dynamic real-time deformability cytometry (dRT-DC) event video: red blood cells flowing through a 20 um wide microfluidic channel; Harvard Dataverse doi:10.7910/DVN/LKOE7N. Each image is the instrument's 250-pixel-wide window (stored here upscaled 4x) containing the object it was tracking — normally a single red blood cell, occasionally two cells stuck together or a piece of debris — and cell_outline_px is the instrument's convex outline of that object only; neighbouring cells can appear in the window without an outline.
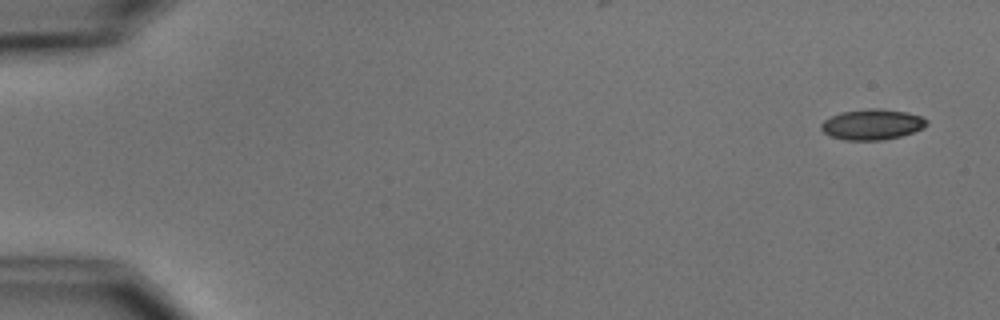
{"species": "common noctule bat (a hibernating species)", "species_latin": "Nyctalus noctula", "temperature_condition": "cold", "stored_images_in_passage": 4, "camera_frame_rate_fps": 3000, "um_per_image_px": 0.085, "animal": {"sex": "male", "body_mass_g": 15.6}, "frame": {"image": 1, "passage_image": 1, "time_ms": 0.0, "image_size_px": [1000, 320], "cell_outline_px": [[928, 124], [912, 132], [900, 136], [880, 140], [844, 140], [832, 136], [824, 132], [820, 128], [820, 124], [824, 120], [832, 116], [844, 112], [868, 108], [880, 108], [904, 112], [920, 116], [928, 120]], "centroid_in_image_um": [74.11, 10.57], "position_along_channel_um": 10.9, "area_um2": 18.5}}
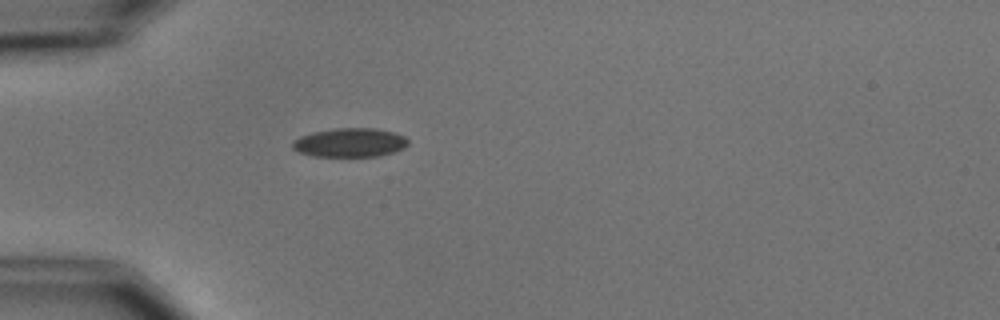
{"frame": {"image": 2, "passage_image": 4, "time_ms": 4.667, "image_size_px": [1000, 320], "cell_outline_px": [[408, 144], [404, 148], [380, 156], [312, 156], [300, 152], [292, 148], [292, 140], [300, 136], [312, 132], [336, 128], [372, 128], [396, 132], [404, 136], [408, 140]], "centroid_in_image_um": [29.74, 12.11], "position_along_channel_um": 55.3, "area_um2": 19.54}}